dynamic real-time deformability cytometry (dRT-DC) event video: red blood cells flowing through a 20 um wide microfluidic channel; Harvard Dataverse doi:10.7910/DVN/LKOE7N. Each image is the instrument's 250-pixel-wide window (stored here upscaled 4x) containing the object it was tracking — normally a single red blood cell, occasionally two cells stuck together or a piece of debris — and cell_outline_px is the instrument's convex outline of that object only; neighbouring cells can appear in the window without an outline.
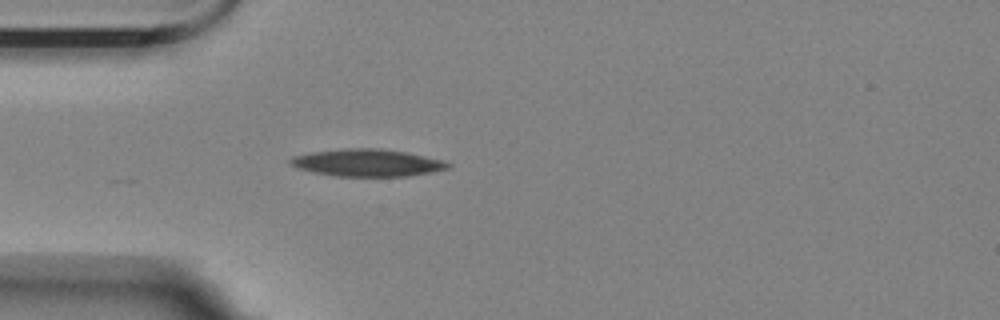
{"species": "Egyptian fruit bat (a non-hibernating species)", "species_latin": "Rousettus aegyptiacus", "temperature_condition": "room temperature", "stored_images_in_passage": 16, "camera_frame_rate_fps": 3000, "um_per_image_px": 0.085, "animal": {"sex": "female"}, "frame": {"image": 1, "passage_image": 1, "time_ms": 0.0, "image_size_px": [1000, 320], "cell_outline_px": [[452, 164], [448, 168], [432, 172], [408, 176], [336, 176], [296, 168], [288, 164], [288, 160], [292, 156], [312, 152], [348, 148], [380, 148], [408, 152], [444, 160]], "centroid_in_image_um": [31.23, 13.83], "position_along_channel_um": 53.8, "area_um2": 25.14}}
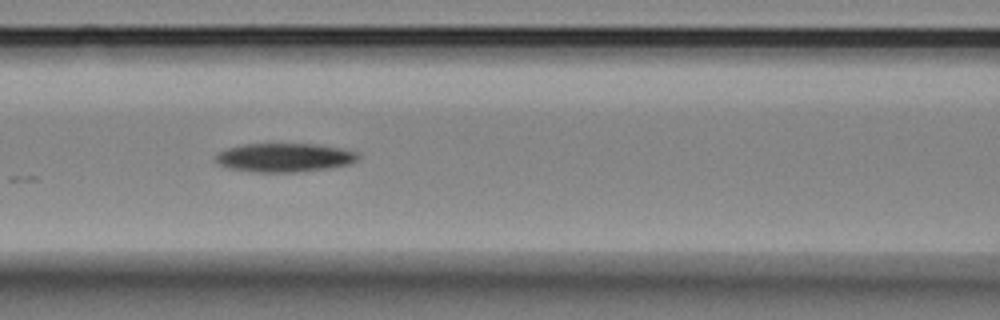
{"frame": {"image": 2, "passage_image": 9, "time_ms": 2.667, "image_size_px": [1000, 320], "cell_outline_px": [[360, 160], [352, 164], [332, 168], [296, 172], [252, 172], [228, 168], [216, 164], [216, 156], [220, 152], [228, 148], [244, 144], [316, 144], [344, 148], [360, 152]], "centroid_in_image_um": [24.27, 13.4], "position_along_channel_um": 142.3, "area_um2": 24.33}}
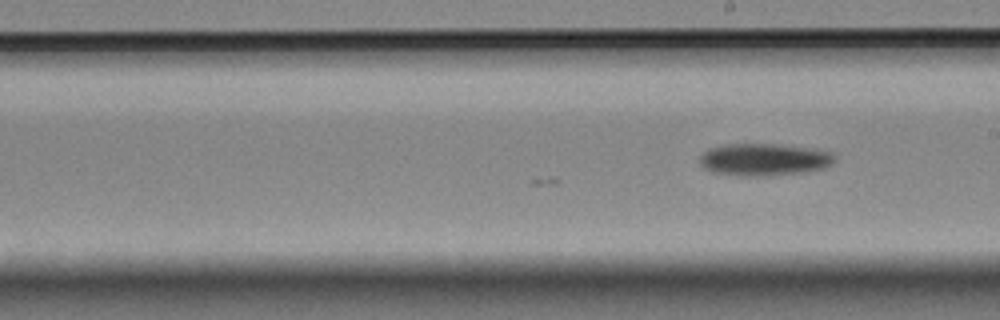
{"frame": {"image": 3, "passage_image": 16, "time_ms": 5.0, "image_size_px": [1000, 320], "cell_outline_px": [[836, 160], [832, 164], [824, 168], [800, 172], [764, 176], [740, 176], [712, 172], [704, 168], [700, 164], [700, 156], [708, 148], [724, 144], [776, 144], [812, 148], [832, 152], [836, 156]], "centroid_in_image_um": [64.94, 13.55], "position_along_channel_um": 224.1, "area_um2": 25.49}}